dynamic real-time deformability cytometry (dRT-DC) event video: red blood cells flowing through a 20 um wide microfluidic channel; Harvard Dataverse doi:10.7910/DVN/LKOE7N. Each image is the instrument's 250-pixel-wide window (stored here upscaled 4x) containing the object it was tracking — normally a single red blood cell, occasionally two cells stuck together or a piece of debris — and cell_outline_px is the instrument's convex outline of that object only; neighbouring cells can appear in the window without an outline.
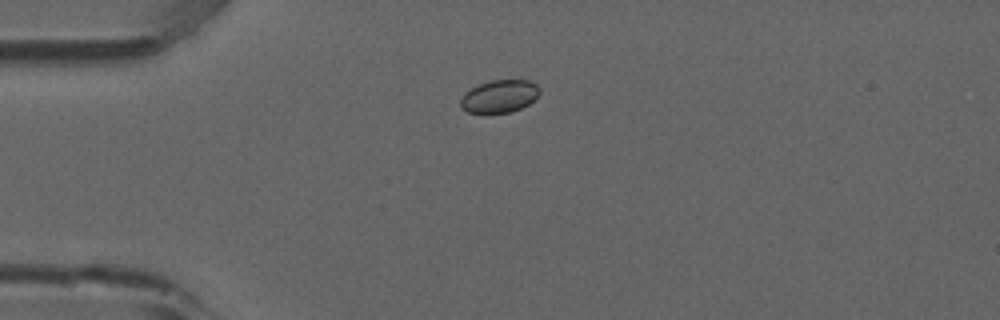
{"species": "common noctule bat (a hibernating species)", "species_latin": "Nyctalus noctula", "temperature_condition": "room temperature", "stored_images_in_passage": 7, "camera_frame_rate_fps": 3000, "um_per_image_px": 0.085, "animal": {"sex": "male", "forearm_length_mm": 52.5}, "frame": {"image": 1, "passage_image": 4, "time_ms": 1.0, "image_size_px": [1000, 320], "cell_outline_px": [[540, 92], [528, 104], [520, 108], [508, 112], [468, 112], [460, 108], [460, 100], [464, 92], [480, 84], [492, 80], [528, 80], [536, 84], [540, 88]], "centroid_in_image_um": [42.43, 8.17], "position_along_channel_um": 42.6, "area_um2": 14.8}}
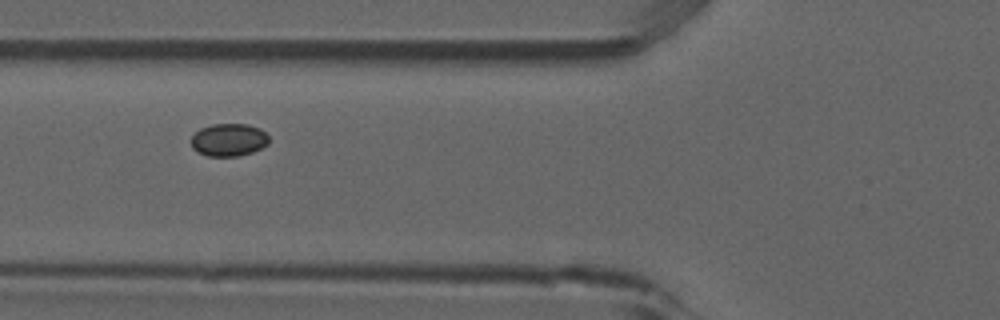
{"frame": {"image": 2, "passage_image": 6, "time_ms": 1.667, "image_size_px": [1000, 320], "cell_outline_px": [[268, 144], [252, 152], [236, 156], [208, 156], [196, 152], [192, 148], [192, 136], [200, 128], [212, 124], [248, 124], [260, 128], [268, 136]], "centroid_in_image_um": [19.43, 11.88], "position_along_channel_um": 106.4, "area_um2": 14.8}}
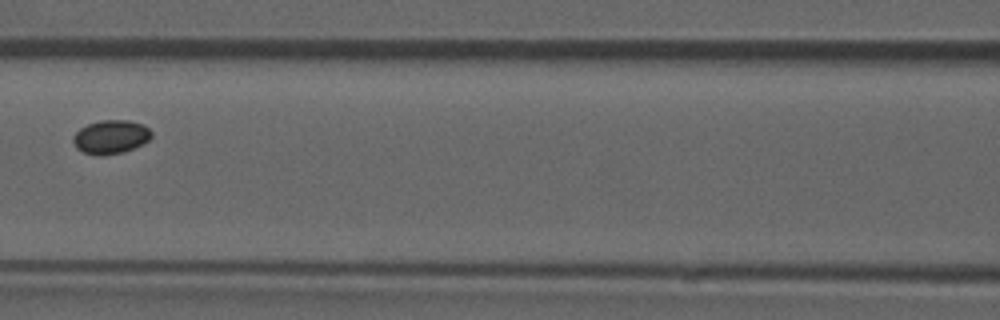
{"frame": {"image": 3, "passage_image": 7, "time_ms": 2.0, "image_size_px": [1000, 320], "cell_outline_px": [[152, 136], [144, 144], [124, 152], [100, 156], [84, 152], [76, 148], [72, 140], [72, 136], [80, 128], [88, 124], [100, 120], [128, 120], [144, 124], [152, 132]], "centroid_in_image_um": [9.43, 11.63], "position_along_channel_um": 157.2, "area_um2": 15.55}}